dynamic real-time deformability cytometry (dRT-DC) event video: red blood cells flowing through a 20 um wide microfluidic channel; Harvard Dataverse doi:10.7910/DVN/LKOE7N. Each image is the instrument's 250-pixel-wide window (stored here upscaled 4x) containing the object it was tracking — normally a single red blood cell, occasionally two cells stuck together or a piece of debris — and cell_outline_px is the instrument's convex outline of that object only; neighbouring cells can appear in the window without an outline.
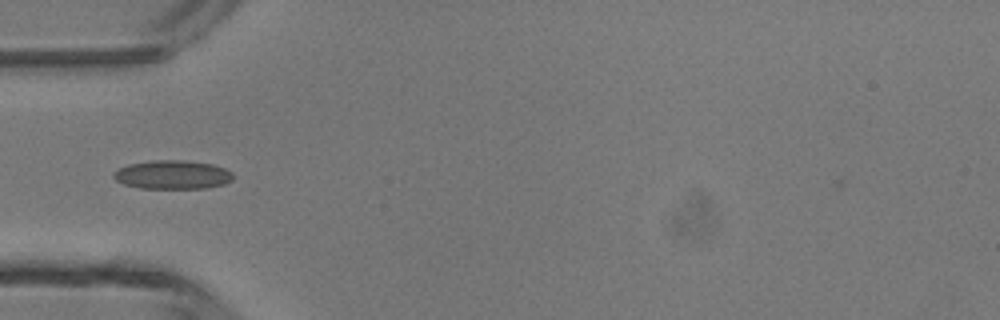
{"species": "common noctule bat (a hibernating species)", "species_latin": "Nyctalus noctula", "temperature_condition": "room temperature", "stored_images_in_passage": 31, "camera_frame_rate_fps": 3000, "um_per_image_px": 0.085, "animal": {"sex": "male", "body_mass_g": 13.3}, "frame": {"image": 1, "passage_image": 5, "time_ms": 1.333, "image_size_px": [1000, 320], "cell_outline_px": [[232, 180], [224, 184], [208, 188], [140, 188], [124, 184], [116, 180], [112, 176], [112, 172], [128, 164], [156, 160], [184, 160], [212, 164], [224, 168], [232, 172]], "centroid_in_image_um": [14.66, 14.85], "position_along_channel_um": 70.3, "area_um2": 20.0}}
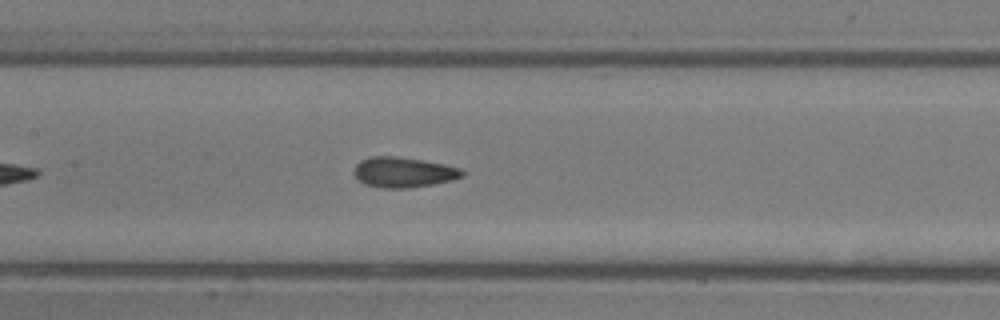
{"frame": {"image": 2, "passage_image": 12, "time_ms": 3.667, "image_size_px": [1000, 320], "cell_outline_px": [[464, 176], [452, 180], [432, 184], [408, 188], [384, 188], [364, 184], [356, 180], [352, 172], [352, 168], [360, 160], [368, 156], [396, 156], [444, 164], [460, 168], [464, 172]], "centroid_in_image_um": [34.22, 14.64], "position_along_channel_um": 173.2, "area_um2": 19.31}}
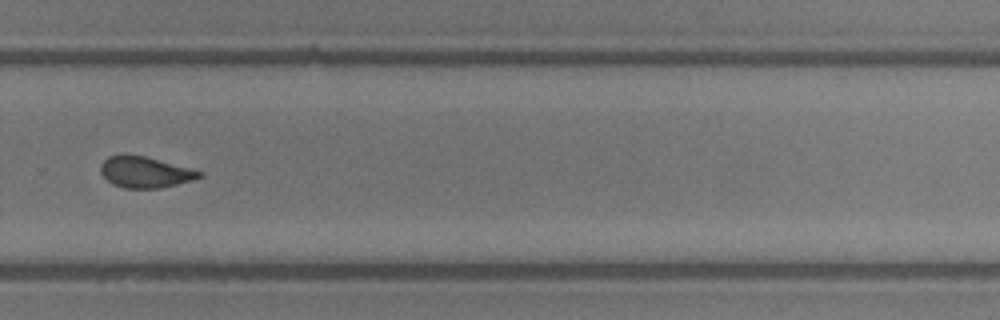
{"frame": {"image": 3, "passage_image": 22, "time_ms": 7.0, "image_size_px": [1000, 320], "cell_outline_px": [[204, 176], [192, 180], [160, 188], [124, 188], [112, 184], [100, 172], [100, 164], [108, 156], [124, 152], [144, 156], [192, 168], [204, 172]], "centroid_in_image_um": [12.32, 14.6], "position_along_channel_um": 317.5, "area_um2": 18.21}, "authors_computed_cell_mechanics": {"area_um2": 18.4382, "velocity_mm_per_s": 4.3572, "shape_relaxation_time_tau1_ms": 4.4457, "shape_relaxation_time_tau2_ms": 1.5379, "deformation_change_tau1": 0.1055, "deformation_change_tau2": 0.0676}}